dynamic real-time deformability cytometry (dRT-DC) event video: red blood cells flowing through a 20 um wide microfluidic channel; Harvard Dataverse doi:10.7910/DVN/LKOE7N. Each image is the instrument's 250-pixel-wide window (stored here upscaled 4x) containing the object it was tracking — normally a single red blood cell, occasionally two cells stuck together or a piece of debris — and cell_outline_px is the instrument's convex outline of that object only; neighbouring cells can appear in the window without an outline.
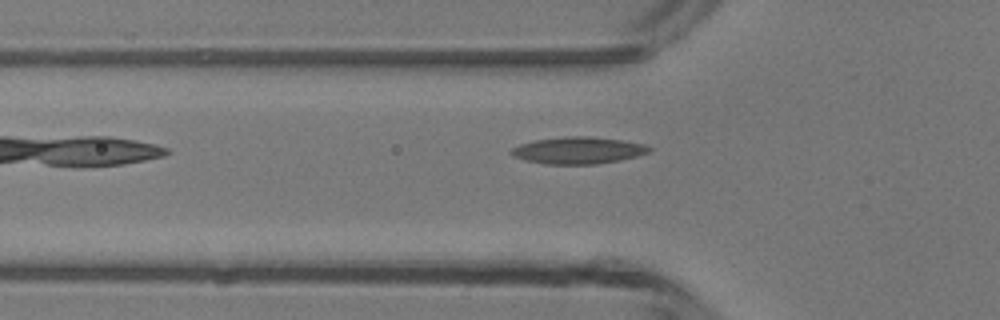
{"species": "common noctule bat (a hibernating species)", "species_latin": "Nyctalus noctula", "temperature_condition": "room temperature", "stored_images_in_passage": 2, "camera_frame_rate_fps": 3000, "um_per_image_px": 0.085, "animal": {"sex": "male", "body_mass_g": 13.3}, "frame": {"image": 1, "passage_image": 2, "time_ms": 1.333, "image_size_px": [1000, 320], "cell_outline_px": [[652, 148], [648, 152], [636, 156], [620, 160], [596, 164], [548, 164], [528, 160], [516, 156], [508, 152], [512, 148], [520, 144], [536, 140], [572, 136], [588, 136], [620, 140], [644, 144]], "centroid_in_image_um": [49.16, 12.78], "position_along_channel_um": 76.6, "area_um2": 21.15}}